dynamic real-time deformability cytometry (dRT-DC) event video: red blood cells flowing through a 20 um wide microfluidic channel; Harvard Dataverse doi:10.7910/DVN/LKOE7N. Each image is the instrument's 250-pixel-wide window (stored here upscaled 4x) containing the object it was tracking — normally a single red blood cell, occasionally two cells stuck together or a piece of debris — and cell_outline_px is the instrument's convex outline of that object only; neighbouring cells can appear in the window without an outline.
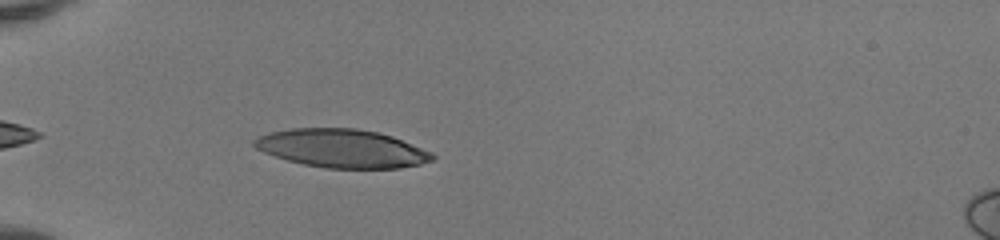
{"species": "human", "species_latin": "Homo sapiens", "temperature_condition": "room temperature", "stored_images_in_passage": 32, "camera_frame_rate_fps": 3000, "um_per_image_px": 0.085, "donor": {"sex": "female"}, "frame": {"image": 1, "passage_image": 3, "time_ms": 0.667, "image_size_px": [1000, 240], "cell_outline_px": [[436, 156], [432, 160], [420, 164], [400, 168], [324, 168], [304, 164], [288, 160], [264, 152], [256, 148], [252, 144], [252, 140], [256, 136], [268, 132], [292, 128], [356, 128], [380, 132], [392, 136], [432, 152]], "centroid_in_image_um": [29.04, 12.6], "position_along_channel_um": 56.0, "area_um2": 39.94}}
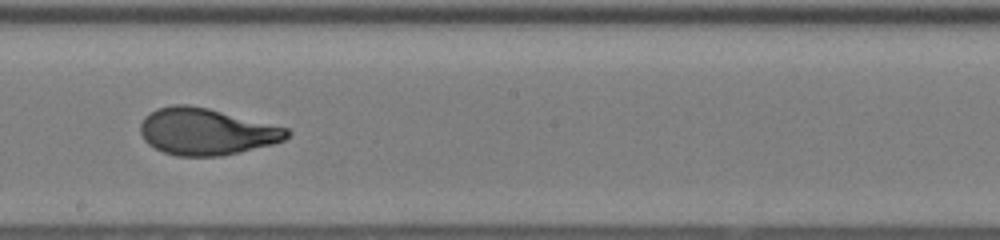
{"frame": {"image": 2, "passage_image": 17, "time_ms": 5.333, "image_size_px": [1000, 240], "cell_outline_px": [[292, 132], [284, 140], [272, 144], [240, 152], [220, 156], [176, 156], [164, 152], [148, 144], [144, 140], [140, 132], [140, 124], [144, 116], [156, 108], [172, 104], [188, 104], [208, 108], [288, 128]], "centroid_in_image_um": [17.51, 11.18], "position_along_channel_um": 230.7, "area_um2": 40.0}}
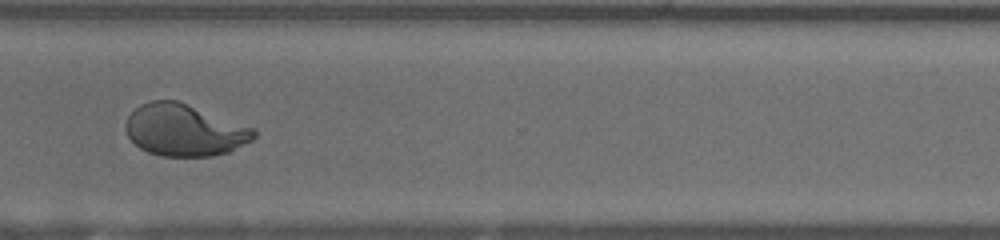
{"frame": {"image": 3, "passage_image": 26, "time_ms": 8.333, "image_size_px": [1000, 240], "cell_outline_px": [[256, 136], [252, 140], [228, 152], [212, 156], [160, 156], [148, 152], [140, 148], [128, 136], [124, 128], [124, 124], [128, 116], [140, 104], [152, 100], [176, 100], [256, 128]], "centroid_in_image_um": [15.67, 11.06], "position_along_channel_um": 354.9, "area_um2": 38.78}, "authors_computed_cell_mechanics": {"area_um2": 39.9687, "velocity_mm_per_s": 4.1552, "shape_relaxation_time_tau1_ms": 4.7023, "shape_relaxation_time_tau2_ms": null, "deformation_change_tau1": 0.2605, "deformation_change_tau2": null}}